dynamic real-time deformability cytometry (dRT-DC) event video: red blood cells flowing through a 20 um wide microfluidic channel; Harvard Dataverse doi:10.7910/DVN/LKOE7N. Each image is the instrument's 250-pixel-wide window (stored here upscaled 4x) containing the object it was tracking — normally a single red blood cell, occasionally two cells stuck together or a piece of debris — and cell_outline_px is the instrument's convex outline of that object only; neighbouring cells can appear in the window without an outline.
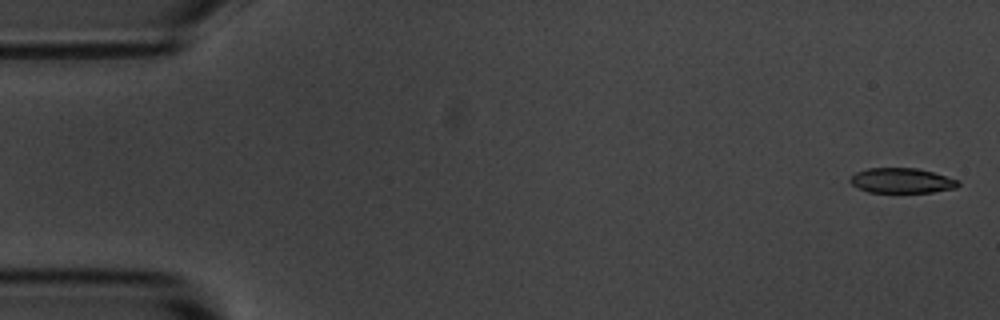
{"species": "common noctule bat (a hibernating species)", "species_latin": "Nyctalus noctula", "temperature_condition": "room temperature", "stored_images_in_passage": 4, "camera_frame_rate_fps": 3000, "um_per_image_px": 0.085, "animal": {"sex": "male", "body_mass_g": 20.1, "forearm_length_mm": 53.5}, "frame": {"image": 1, "passage_image": 1, "time_ms": 0.0, "image_size_px": [1000, 320], "cell_outline_px": [[960, 184], [956, 188], [932, 192], [868, 192], [852, 184], [848, 180], [856, 172], [868, 168], [916, 168], [932, 172], [960, 180]], "centroid_in_image_um": [76.66, 15.35], "position_along_channel_um": 8.3, "area_um2": 15.66}}